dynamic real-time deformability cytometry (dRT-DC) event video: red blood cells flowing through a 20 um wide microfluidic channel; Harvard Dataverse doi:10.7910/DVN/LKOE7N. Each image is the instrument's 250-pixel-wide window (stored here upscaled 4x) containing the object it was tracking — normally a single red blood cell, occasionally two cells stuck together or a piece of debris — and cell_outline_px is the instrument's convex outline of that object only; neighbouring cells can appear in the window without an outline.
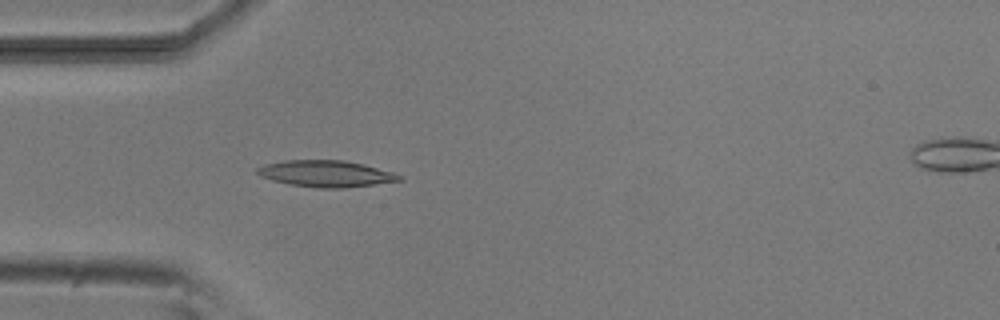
{"species": "common noctule bat (a hibernating species)", "species_latin": "Nyctalus noctula", "temperature_condition": "room temperature", "stored_images_in_passage": 5, "camera_frame_rate_fps": 3000, "um_per_image_px": 0.085, "animal": {"sex": "male", "body_mass_g": 20.5, "forearm_length_mm": 52.5}, "frame": {"image": 1, "passage_image": 4, "time_ms": 3.333, "image_size_px": [1000, 320], "cell_outline_px": [[404, 180], [348, 188], [316, 188], [288, 184], [272, 180], [260, 176], [256, 172], [256, 168], [264, 164], [284, 160], [344, 160], [364, 164], [392, 172], [404, 176]], "centroid_in_image_um": [27.72, 14.77], "position_along_channel_um": 57.3, "area_um2": 22.2}}